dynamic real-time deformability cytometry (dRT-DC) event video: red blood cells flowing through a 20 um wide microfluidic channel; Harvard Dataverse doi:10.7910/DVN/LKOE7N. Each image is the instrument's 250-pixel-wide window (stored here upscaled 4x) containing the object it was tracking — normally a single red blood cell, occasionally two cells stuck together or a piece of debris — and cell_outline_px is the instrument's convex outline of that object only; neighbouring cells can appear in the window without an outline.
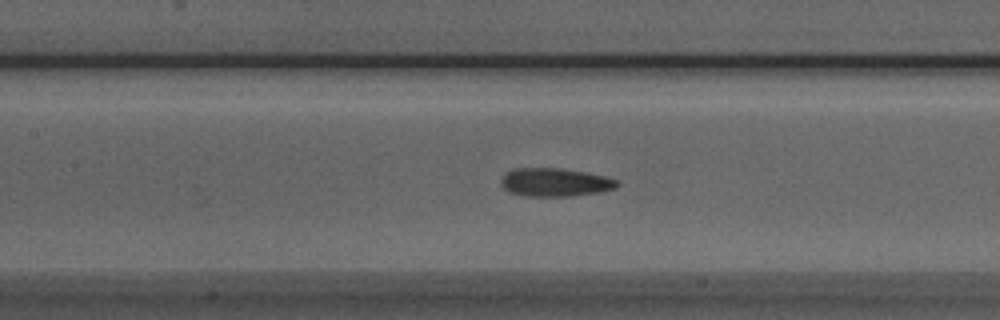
{"species": "Egyptian fruit bat (a non-hibernating species)", "species_latin": "Rousettus aegyptiacus", "temperature_condition": "room temperature", "stored_images_in_passage": 46, "camera_frame_rate_fps": 3000, "um_per_image_px": 0.085, "animal": {"sex": "male"}, "frame": {"image": 1, "passage_image": 16, "time_ms": 5.0, "image_size_px": [1000, 320], "cell_outline_px": [[620, 184], [616, 188], [596, 192], [572, 196], [524, 196], [508, 192], [500, 184], [500, 180], [504, 172], [512, 168], [560, 168], [584, 172], [604, 176], [616, 180]], "centroid_in_image_um": [47.1, 15.49], "position_along_channel_um": 160.3, "area_um2": 19.25}}
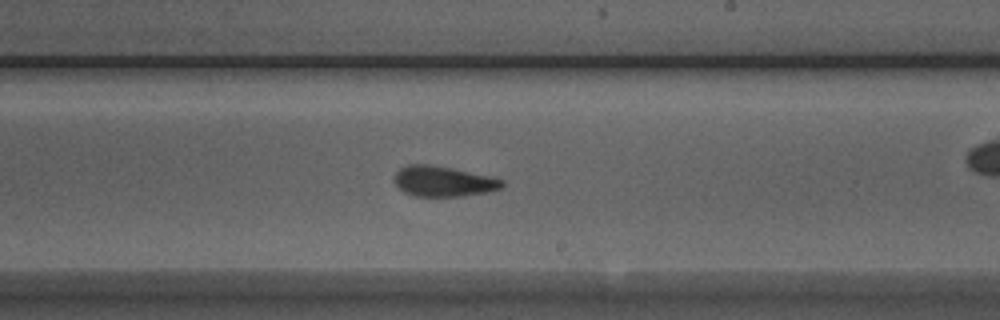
{"frame": {"image": 2, "passage_image": 23, "time_ms": 7.333, "image_size_px": [1000, 320], "cell_outline_px": [[504, 188], [488, 192], [464, 196], [412, 196], [404, 192], [396, 184], [396, 172], [400, 168], [408, 164], [428, 164], [488, 176], [504, 180]], "centroid_in_image_um": [37.7, 15.43], "position_along_channel_um": 251.3, "area_um2": 18.84}}
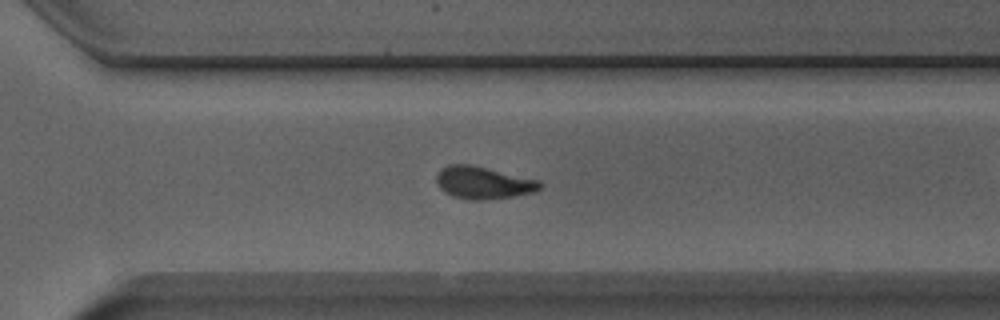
{"frame": {"image": 3, "passage_image": 29, "time_ms": 9.333, "image_size_px": [1000, 320], "cell_outline_px": [[544, 184], [540, 188], [532, 192], [512, 196], [484, 200], [468, 200], [452, 196], [444, 192], [440, 188], [436, 180], [436, 176], [448, 164], [468, 164], [540, 180]], "centroid_in_image_um": [41.07, 15.54], "position_along_channel_um": 329.5, "area_um2": 19.31}, "authors_computed_cell_mechanics": {"area_um2": 18.9873, "velocity_mm_per_s": 3.9147, "shape_relaxation_time_tau1_ms": 4.0759, "shape_relaxation_time_tau2_ms": 2.0, "deformation_change_tau1": 0.1448, "deformation_change_tau2": 0.1023}}